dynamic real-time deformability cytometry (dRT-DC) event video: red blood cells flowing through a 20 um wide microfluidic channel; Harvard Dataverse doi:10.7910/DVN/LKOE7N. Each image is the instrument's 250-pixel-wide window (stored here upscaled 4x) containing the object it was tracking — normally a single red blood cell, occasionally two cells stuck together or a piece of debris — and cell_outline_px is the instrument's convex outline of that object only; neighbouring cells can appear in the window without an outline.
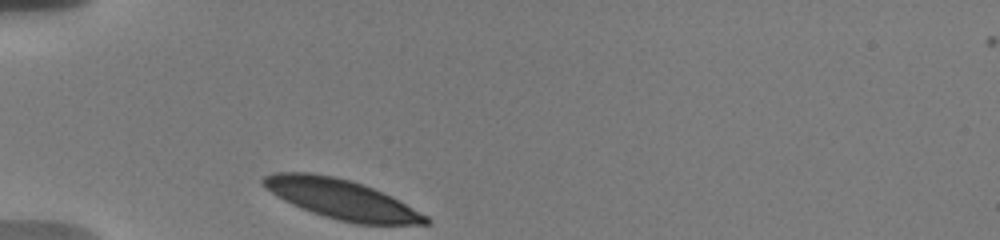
{"species": "human", "species_latin": "Homo sapiens", "temperature_condition": "warm", "stored_images_in_passage": 32, "camera_frame_rate_fps": 3000, "um_per_image_px": 0.085, "donor": {"sex": "male"}, "frame": {"image": 1, "passage_image": 1, "time_ms": 0.0, "image_size_px": [1000, 240], "cell_outline_px": [[432, 220], [428, 224], [356, 224], [324, 216], [312, 212], [292, 204], [276, 196], [264, 188], [260, 184], [260, 180], [264, 176], [272, 172], [312, 172], [336, 176], [352, 180], [364, 184], [392, 196], [428, 216]], "centroid_in_image_um": [29.0, 16.9], "position_along_channel_um": 56.0, "area_um2": 37.8}}
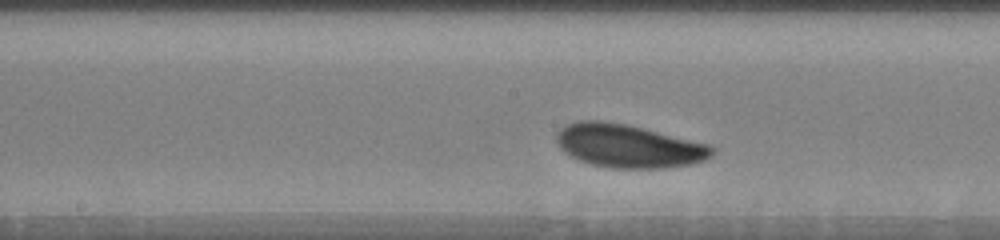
{"frame": {"image": 2, "passage_image": 14, "time_ms": 4.333, "image_size_px": [1000, 240], "cell_outline_px": [[716, 152], [712, 156], [704, 160], [692, 164], [664, 168], [612, 168], [592, 164], [580, 160], [564, 152], [560, 148], [556, 140], [556, 132], [560, 128], [568, 124], [580, 120], [600, 120], [624, 124], [708, 144], [716, 148]], "centroid_in_image_um": [53.42, 12.41], "position_along_channel_um": 194.8, "area_um2": 39.02}}
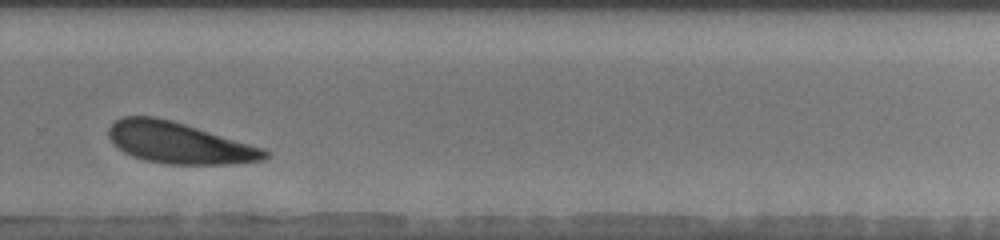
{"frame": {"image": 3, "passage_image": 24, "time_ms": 7.667, "image_size_px": [1000, 240], "cell_outline_px": [[268, 156], [264, 160], [228, 164], [164, 164], [144, 160], [132, 156], [124, 152], [112, 144], [108, 136], [108, 128], [116, 120], [124, 116], [156, 116], [172, 120], [264, 148], [268, 152]], "centroid_in_image_um": [15.18, 12.14], "position_along_channel_um": 314.6, "area_um2": 37.57}, "authors_computed_cell_mechanics": {"area_um2": 38.4659, "velocity_mm_per_s": 3.599, "shape_relaxation_time_tau1_ms": 0.8573, "shape_relaxation_time_tau2_ms": null, "deformation_change_tau1": 0.0595, "deformation_change_tau2": null}}